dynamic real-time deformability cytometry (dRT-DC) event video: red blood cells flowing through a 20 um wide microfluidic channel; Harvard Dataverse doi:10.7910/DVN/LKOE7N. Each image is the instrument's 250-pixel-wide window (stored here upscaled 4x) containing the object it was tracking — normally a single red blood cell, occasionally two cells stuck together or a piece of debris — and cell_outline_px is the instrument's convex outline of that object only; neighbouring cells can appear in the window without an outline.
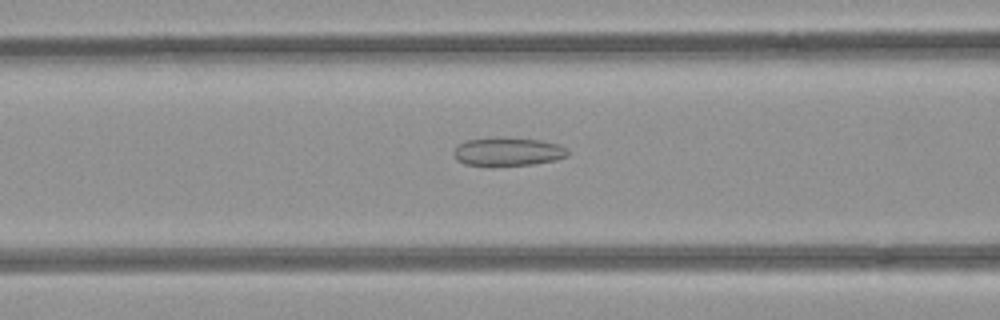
{"species": "common noctule bat (a hibernating species)", "species_latin": "Nyctalus noctula", "temperature_condition": "room temperature", "stored_images_in_passage": 51, "camera_frame_rate_fps": 3000, "um_per_image_px": 0.085, "animal": {"sex": "female", "body_mass_g": 21.9}, "frame": {"image": 1, "passage_image": 20, "time_ms": 6.333, "image_size_px": [1000, 320], "cell_outline_px": [[568, 156], [556, 160], [532, 164], [488, 168], [464, 164], [456, 160], [452, 152], [460, 144], [468, 140], [492, 136], [496, 136], [540, 140], [556, 144], [568, 148]], "centroid_in_image_um": [43.12, 12.92], "position_along_channel_um": 123.5, "area_um2": 19.65}}
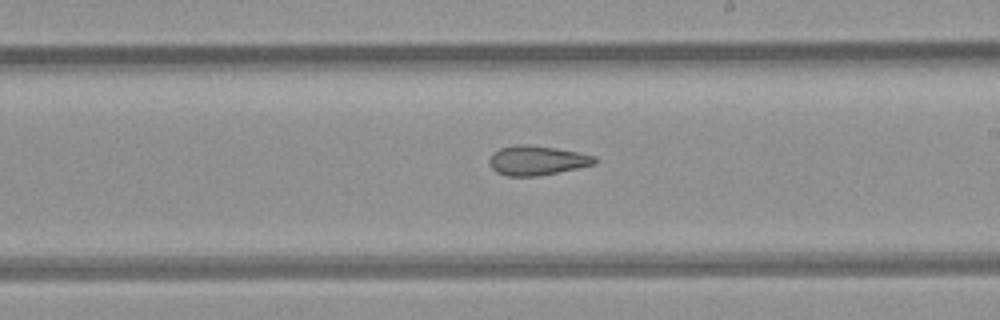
{"frame": {"image": 2, "passage_image": 29, "time_ms": 9.333, "image_size_px": [1000, 320], "cell_outline_px": [[600, 160], [596, 164], [536, 176], [508, 176], [496, 172], [492, 168], [488, 160], [492, 152], [500, 148], [516, 144], [524, 144], [556, 148], [596, 156]], "centroid_in_image_um": [45.63, 13.63], "position_along_channel_um": 243.4, "area_um2": 18.09}}
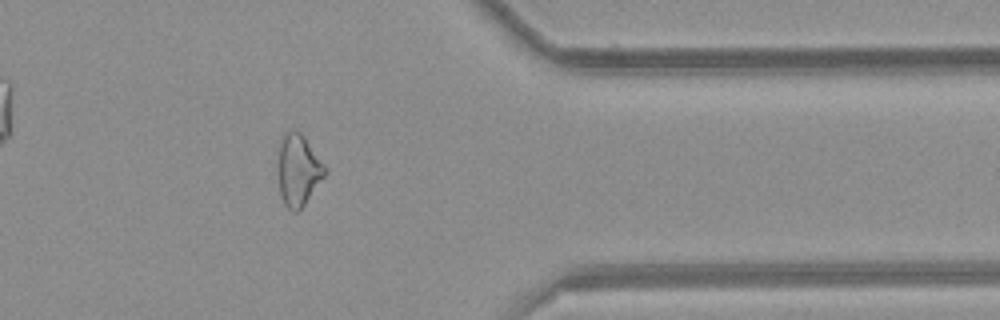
{"frame": {"image": 3, "passage_image": 41, "time_ms": 13.333, "image_size_px": [1000, 320], "cell_outline_px": [[328, 172], [304, 204], [296, 212], [292, 212], [284, 204], [280, 196], [276, 176], [276, 164], [280, 136], [284, 132], [292, 128], [296, 128], [304, 136], [328, 168]], "centroid_in_image_um": [25.3, 14.4], "position_along_channel_um": 386.1, "area_um2": 20.52}, "authors_computed_cell_mechanics": {"area_um2": 20.7502, "velocity_mm_per_s": 3.989, "shape_relaxation_time_tau1_ms": null, "shape_relaxation_time_tau2_ms": 2.8871, "deformation_change_tau1": null, "deformation_change_tau2": 0.1116}}